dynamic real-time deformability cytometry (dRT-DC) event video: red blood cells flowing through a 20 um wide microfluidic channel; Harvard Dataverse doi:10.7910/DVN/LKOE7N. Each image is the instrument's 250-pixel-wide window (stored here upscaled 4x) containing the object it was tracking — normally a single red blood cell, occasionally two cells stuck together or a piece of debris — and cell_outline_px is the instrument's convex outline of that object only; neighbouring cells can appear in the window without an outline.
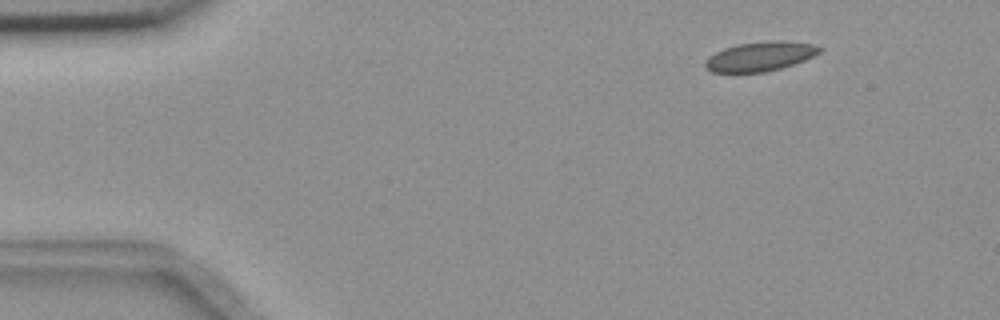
{"species": "common noctule bat (a hibernating species)", "species_latin": "Nyctalus noctula", "temperature_condition": "room temperature", "stored_images_in_passage": 3, "camera_frame_rate_fps": 3000, "um_per_image_px": 0.085, "animal": {"sex": "female", "body_mass_g": 18.4}, "frame": {"image": 1, "passage_image": 1, "time_ms": 0.0, "image_size_px": [1000, 320], "cell_outline_px": [[824, 48], [820, 52], [804, 60], [780, 68], [764, 72], [712, 72], [704, 68], [704, 60], [708, 56], [724, 48], [736, 44], [776, 40], [780, 40], [816, 44]], "centroid_in_image_um": [64.59, 4.78], "position_along_channel_um": 20.4, "area_um2": 19.65}}